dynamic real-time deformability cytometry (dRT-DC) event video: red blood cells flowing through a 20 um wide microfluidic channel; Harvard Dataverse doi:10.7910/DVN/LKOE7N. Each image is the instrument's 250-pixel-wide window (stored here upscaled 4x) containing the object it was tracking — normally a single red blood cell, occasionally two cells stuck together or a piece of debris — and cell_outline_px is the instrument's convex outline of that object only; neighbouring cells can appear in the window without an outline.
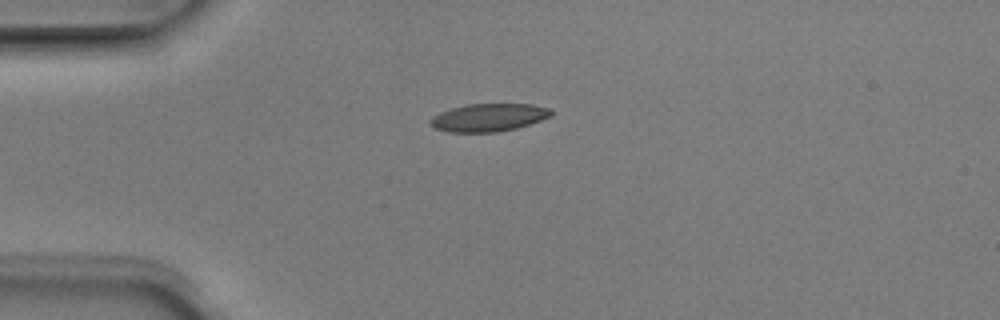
{"species": "Egyptian fruit bat (a non-hibernating species)", "species_latin": "Rousettus aegyptiacus", "temperature_condition": "room temperature", "stored_images_in_passage": 3, "camera_frame_rate_fps": 3000, "um_per_image_px": 0.085, "animal": {"sex": "male"}, "frame": {"image": 1, "passage_image": 1, "time_ms": 0.0, "image_size_px": [1000, 320], "cell_outline_px": [[552, 116], [516, 128], [496, 132], [448, 132], [436, 128], [428, 124], [428, 120], [432, 116], [440, 112], [452, 108], [468, 104], [532, 104], [552, 108]], "centroid_in_image_um": [41.52, 9.98], "position_along_channel_um": 43.5, "area_um2": 19.65}}
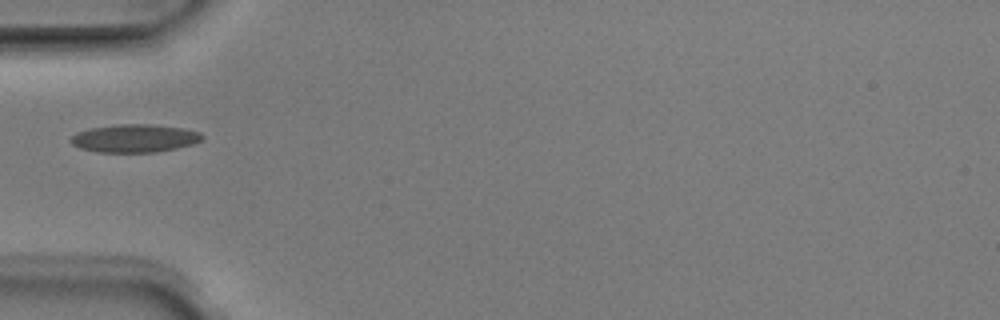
{"frame": {"image": 2, "passage_image": 2, "time_ms": 0.333, "image_size_px": [1000, 320], "cell_outline_px": [[204, 136], [200, 140], [192, 144], [176, 148], [156, 152], [100, 152], [80, 148], [72, 144], [68, 140], [76, 132], [92, 128], [116, 124], [152, 124], [184, 128], [200, 132]], "centroid_in_image_um": [11.43, 11.75], "position_along_channel_um": 73.6, "area_um2": 21.44}}
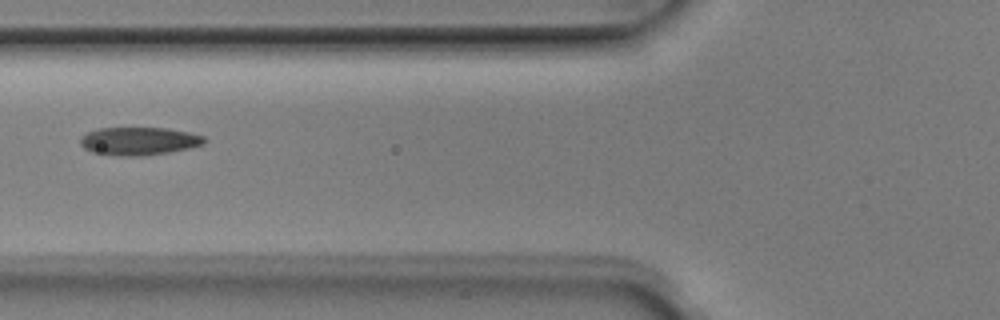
{"frame": {"image": 3, "passage_image": 3, "time_ms": 0.667, "image_size_px": [1000, 320], "cell_outline_px": [[208, 140], [204, 144], [188, 148], [168, 152], [140, 156], [116, 156], [92, 152], [84, 148], [80, 144], [80, 140], [88, 132], [100, 128], [168, 128], [188, 132], [204, 136]], "centroid_in_image_um": [11.83, 11.99], "position_along_channel_um": 114.0, "area_um2": 20.17}}